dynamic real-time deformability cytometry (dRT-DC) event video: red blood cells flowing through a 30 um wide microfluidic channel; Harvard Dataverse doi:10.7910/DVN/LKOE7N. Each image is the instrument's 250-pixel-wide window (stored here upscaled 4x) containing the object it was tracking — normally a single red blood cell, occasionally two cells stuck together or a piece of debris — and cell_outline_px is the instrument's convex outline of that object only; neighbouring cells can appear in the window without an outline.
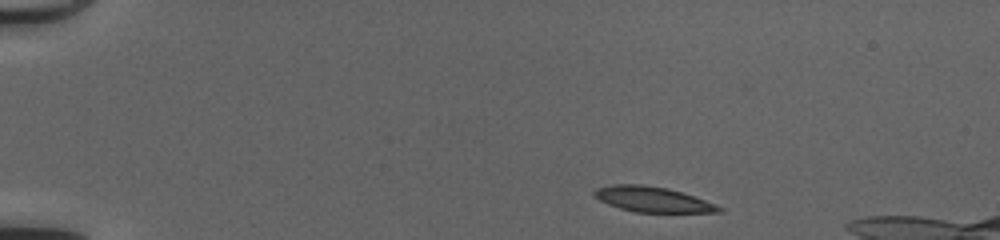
{"species": "common noctule bat (a hibernating species)", "species_latin": "Nyctalus noctula", "temperature_condition": "cold", "stored_images_in_passage": 43, "segment_of_instrument_passage": [1, 2], "camera_frame_rate_fps": 3000, "um_per_image_px": 0.085, "animal": {"sex": "female", "body_mass_g": 20.0, "forearm_length_mm": 54.0}, "frame": {"image": 1, "passage_image": 1, "time_ms": 0.0, "image_size_px": [1000, 240], "cell_outline_px": [[724, 212], [636, 212], [620, 208], [608, 204], [592, 196], [592, 192], [596, 188], [612, 184], [644, 184], [668, 188], [716, 204], [724, 208]], "centroid_in_image_um": [55.44, 16.94], "position_along_channel_um": 29.6, "area_um2": 18.38}}
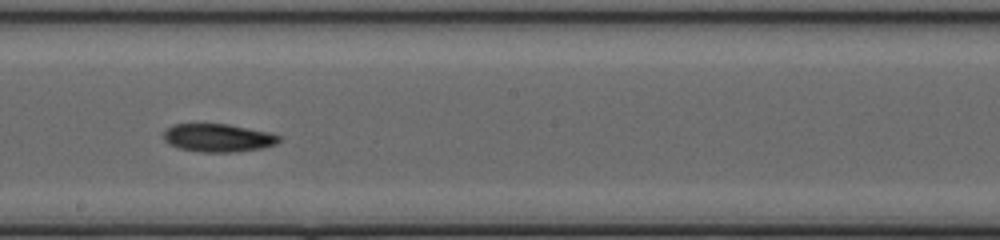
{"frame": {"image": 2, "passage_image": 22, "time_ms": 7.0, "image_size_px": [1000, 240], "cell_outline_px": [[280, 140], [276, 144], [260, 148], [232, 152], [200, 152], [180, 148], [168, 144], [164, 140], [164, 132], [172, 124], [228, 124], [268, 132], [280, 136]], "centroid_in_image_um": [18.51, 11.71], "position_along_channel_um": 229.7, "area_um2": 18.73}}
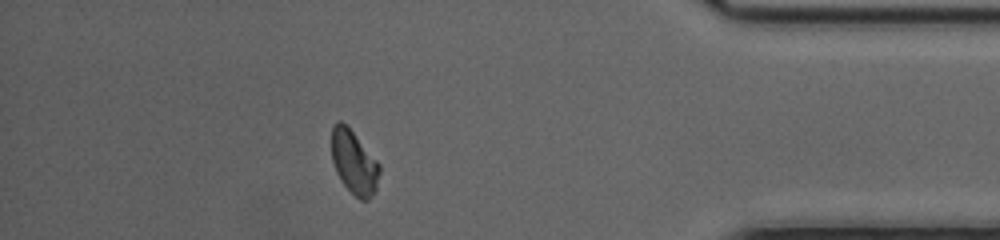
{"frame": {"image": 3, "passage_image": 37, "time_ms": 12.0, "image_size_px": [1000, 240], "cell_outline_px": [[380, 172], [376, 188], [372, 196], [368, 200], [360, 200], [344, 184], [336, 172], [332, 160], [332, 128], [336, 120], [340, 120], [352, 132], [380, 164]], "centroid_in_image_um": [30.09, 13.81], "position_along_channel_um": 405.1, "area_um2": 17.4}}